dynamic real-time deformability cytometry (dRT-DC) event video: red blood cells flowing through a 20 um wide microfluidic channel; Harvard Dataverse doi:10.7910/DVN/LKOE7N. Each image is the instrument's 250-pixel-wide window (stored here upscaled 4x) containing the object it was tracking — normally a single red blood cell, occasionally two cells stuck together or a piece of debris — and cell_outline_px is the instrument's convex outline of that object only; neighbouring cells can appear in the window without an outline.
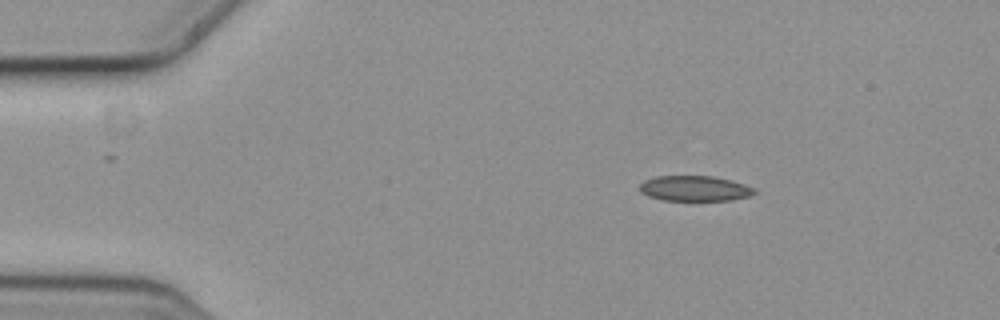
{"species": "common noctule bat (a hibernating species)", "species_latin": "Nyctalus noctula", "temperature_condition": "cold", "stored_images_in_passage": 4, "camera_frame_rate_fps": 3000, "um_per_image_px": 0.085, "animal": {"sex": "female", "body_mass_g": 19.3, "forearm_length_mm": 54.1}, "frame": {"image": 1, "passage_image": 1, "time_ms": 0.0, "image_size_px": [1000, 320], "cell_outline_px": [[756, 192], [748, 196], [732, 200], [664, 200], [648, 196], [640, 192], [640, 184], [644, 180], [656, 176], [712, 176], [744, 184], [752, 188]], "centroid_in_image_um": [58.99, 16.02], "position_along_channel_um": 26.0, "area_um2": 16.7}}
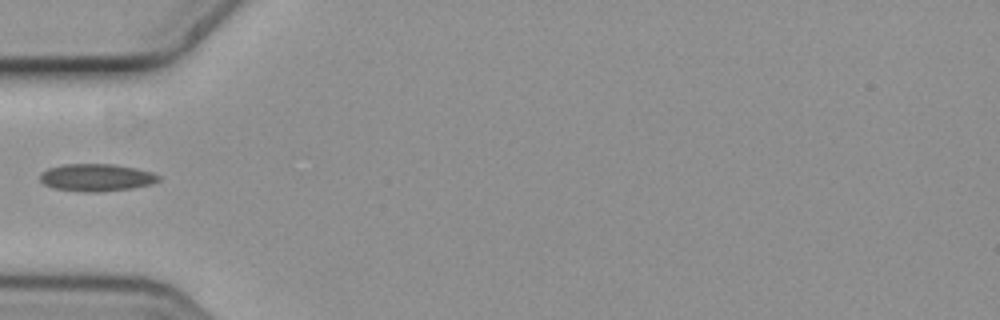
{"frame": {"image": 2, "passage_image": 4, "time_ms": 1.0, "image_size_px": [1000, 320], "cell_outline_px": [[160, 180], [152, 184], [132, 188], [100, 192], [84, 192], [52, 188], [44, 184], [40, 180], [40, 172], [48, 168], [64, 164], [112, 164], [136, 168], [152, 172], [160, 176]], "centroid_in_image_um": [8.19, 15.09], "position_along_channel_um": 76.8, "area_um2": 19.07}}